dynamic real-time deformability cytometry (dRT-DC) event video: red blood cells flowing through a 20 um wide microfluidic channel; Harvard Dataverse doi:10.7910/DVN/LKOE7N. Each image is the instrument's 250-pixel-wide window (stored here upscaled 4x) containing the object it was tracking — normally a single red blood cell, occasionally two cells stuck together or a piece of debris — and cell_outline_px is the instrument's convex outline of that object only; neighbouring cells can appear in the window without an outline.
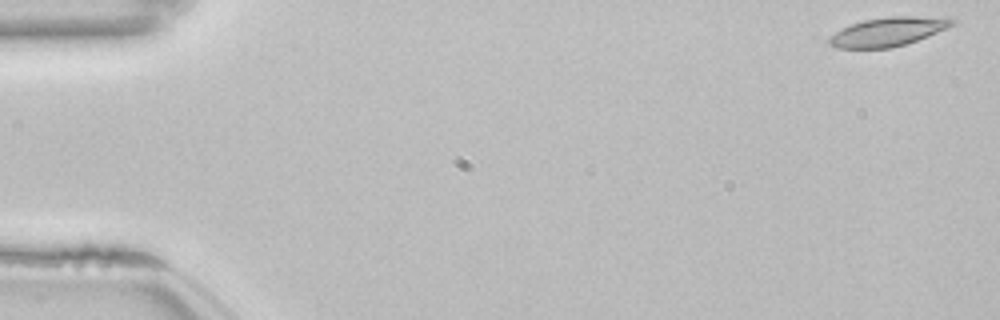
{"species": "common noctule bat (a hibernating species)", "species_latin": "Nyctalus noctula", "temperature_condition": "room temperature", "stored_images_in_passage": 53, "camera_frame_rate_fps": 3000, "um_per_image_px": 0.085, "animal": {"sex": "female", "body_mass_g": 22.7, "forearm_length_mm": 54.2}, "frame": {"image": 1, "passage_image": 1, "time_ms": 0.0, "image_size_px": [1000, 320], "cell_outline_px": [[956, 24], [948, 28], [928, 36], [892, 48], [836, 48], [828, 44], [828, 40], [836, 32], [852, 24], [864, 20], [888, 16], [952, 16], [956, 20]], "centroid_in_image_um": [75.59, 2.67], "position_along_channel_um": 9.4, "area_um2": 20.87}}
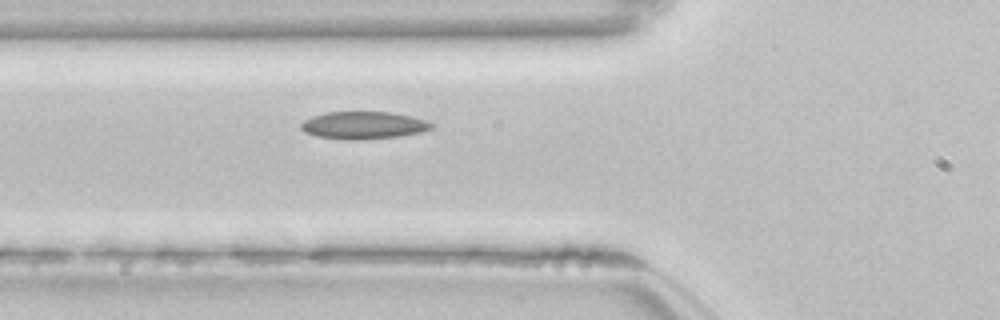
{"frame": {"image": 2, "passage_image": 19, "time_ms": 6.0, "image_size_px": [1000, 320], "cell_outline_px": [[436, 124], [432, 128], [420, 132], [396, 136], [356, 140], [352, 140], [316, 136], [304, 132], [300, 128], [300, 124], [304, 120], [312, 116], [328, 112], [388, 112], [412, 116]], "centroid_in_image_um": [30.87, 10.64], "position_along_channel_um": 94.9, "area_um2": 20.69}}
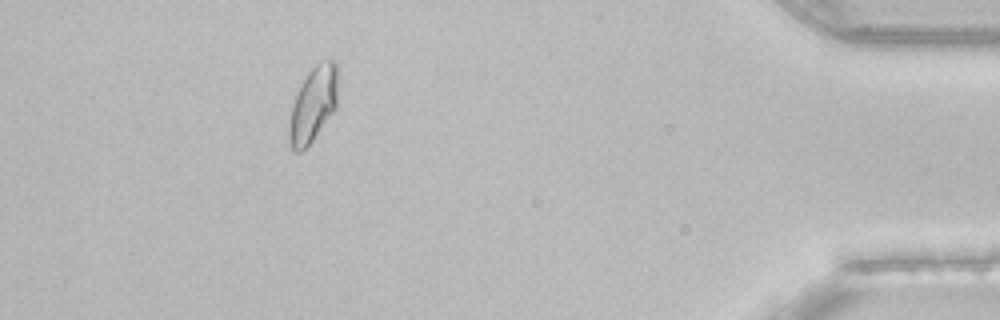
{"frame": {"image": 3, "passage_image": 48, "time_ms": 15.667, "image_size_px": [1000, 320], "cell_outline_px": [[340, 76], [336, 108], [312, 140], [300, 152], [292, 152], [288, 136], [288, 128], [292, 104], [296, 92], [300, 84], [308, 72], [316, 64], [328, 60], [336, 60]], "centroid_in_image_um": [26.64, 8.82], "position_along_channel_um": 408.6, "area_um2": 21.79}, "authors_computed_cell_mechanics": {"area_um2": 20.3456, "velocity_mm_per_s": 3.8237, "shape_relaxation_time_tau1_ms": 5.3819, "shape_relaxation_time_tau2_ms": 2.8843, "deformation_change_tau1": 0.1457, "deformation_change_tau2": 0.0803}}